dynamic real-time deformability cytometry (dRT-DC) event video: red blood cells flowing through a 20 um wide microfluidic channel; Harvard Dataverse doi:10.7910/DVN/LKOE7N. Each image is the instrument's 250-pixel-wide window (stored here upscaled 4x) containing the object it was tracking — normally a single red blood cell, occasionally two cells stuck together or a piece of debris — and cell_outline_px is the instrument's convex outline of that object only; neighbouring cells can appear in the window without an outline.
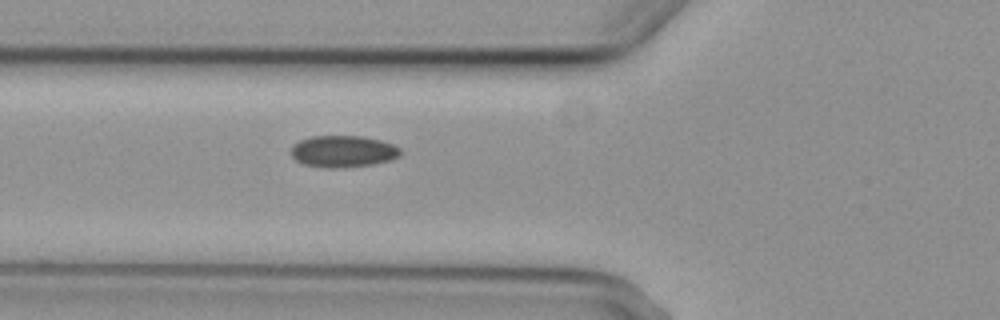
{"species": "common noctule bat (a hibernating species)", "species_latin": "Nyctalus noctula", "temperature_condition": "cold", "stored_images_in_passage": 3, "camera_frame_rate_fps": 3000, "um_per_image_px": 0.085, "animal": {"sex": "female", "body_mass_g": 29.2, "forearm_length_mm": 56.3}, "frame": {"image": 1, "passage_image": 3, "time_ms": 2.333, "image_size_px": [1000, 320], "cell_outline_px": [[400, 156], [392, 160], [372, 164], [344, 168], [328, 168], [304, 164], [296, 160], [292, 156], [292, 144], [300, 140], [312, 136], [364, 136], [380, 140], [392, 144], [400, 148]], "centroid_in_image_um": [29.17, 12.87], "position_along_channel_um": 96.6, "area_um2": 20.29}}